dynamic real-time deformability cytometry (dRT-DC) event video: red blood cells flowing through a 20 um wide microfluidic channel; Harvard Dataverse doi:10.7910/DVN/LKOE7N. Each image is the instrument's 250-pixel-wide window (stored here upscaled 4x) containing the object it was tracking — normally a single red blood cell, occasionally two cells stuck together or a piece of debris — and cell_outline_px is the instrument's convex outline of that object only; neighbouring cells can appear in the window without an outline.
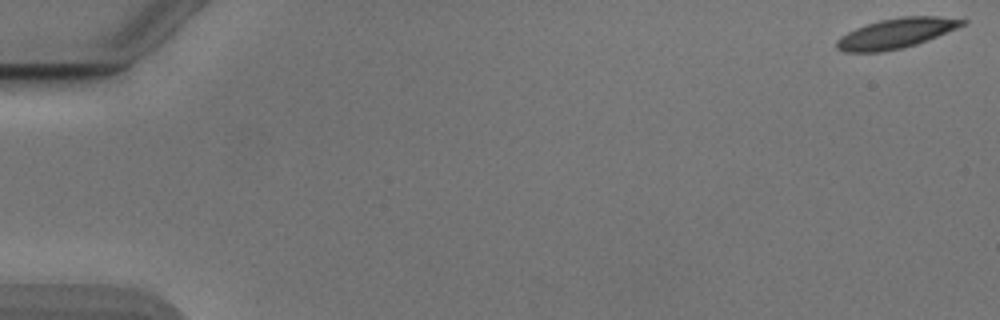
{"species": "Egyptian fruit bat (a non-hibernating species)", "species_latin": "Rousettus aegyptiacus", "temperature_condition": "cold", "stored_images_in_passage": 53, "camera_frame_rate_fps": 3000, "um_per_image_px": 0.085, "animal": {"sex": "male"}, "frame": {"image": 1, "passage_image": 1, "time_ms": 0.0, "image_size_px": [1000, 320], "cell_outline_px": [[968, 20], [964, 24], [956, 28], [916, 44], [900, 48], [880, 52], [844, 52], [836, 48], [836, 40], [840, 36], [856, 28], [880, 20], [904, 16], [936, 16]], "centroid_in_image_um": [76.12, 2.83], "position_along_channel_um": 8.9, "area_um2": 21.56}}
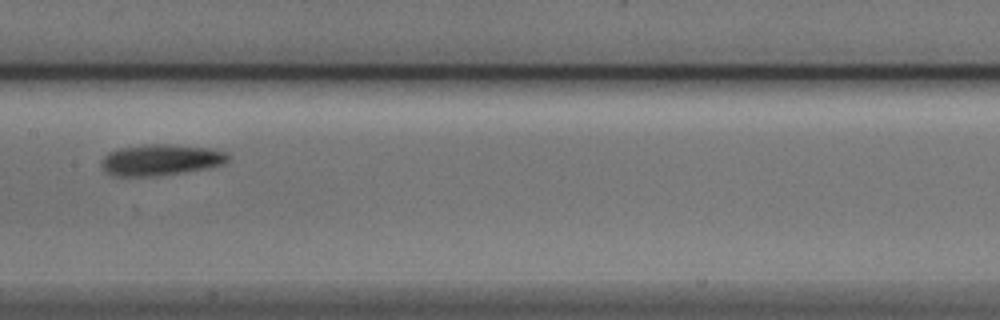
{"frame": {"image": 2, "passage_image": 28, "time_ms": 9.0, "image_size_px": [1000, 320], "cell_outline_px": [[228, 160], [224, 164], [208, 168], [184, 172], [156, 176], [112, 176], [100, 164], [100, 160], [108, 152], [120, 148], [144, 144], [172, 144], [212, 148], [228, 152]], "centroid_in_image_um": [13.68, 13.58], "position_along_channel_um": 193.7, "area_um2": 23.24}}
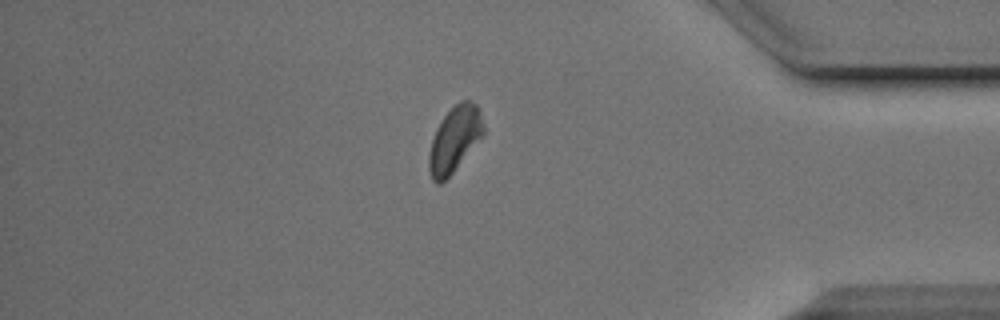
{"frame": {"image": 3, "passage_image": 46, "time_ms": 15.0, "image_size_px": [1000, 320], "cell_outline_px": [[484, 136], [452, 172], [440, 184], [436, 184], [432, 180], [428, 168], [428, 156], [432, 140], [436, 128], [444, 116], [460, 100], [472, 100], [480, 108], [484, 128]], "centroid_in_image_um": [38.65, 11.83], "position_along_channel_um": 396.5, "area_um2": 20.87}, "authors_computed_cell_mechanics": {"area_um2": 21.9062, "velocity_mm_per_s": 3.8406, "shape_relaxation_time_tau1_ms": 2.97, "shape_relaxation_time_tau2_ms": 4.9582, "deformation_change_tau1": 0.0966, "deformation_change_tau2": 0.1278}}